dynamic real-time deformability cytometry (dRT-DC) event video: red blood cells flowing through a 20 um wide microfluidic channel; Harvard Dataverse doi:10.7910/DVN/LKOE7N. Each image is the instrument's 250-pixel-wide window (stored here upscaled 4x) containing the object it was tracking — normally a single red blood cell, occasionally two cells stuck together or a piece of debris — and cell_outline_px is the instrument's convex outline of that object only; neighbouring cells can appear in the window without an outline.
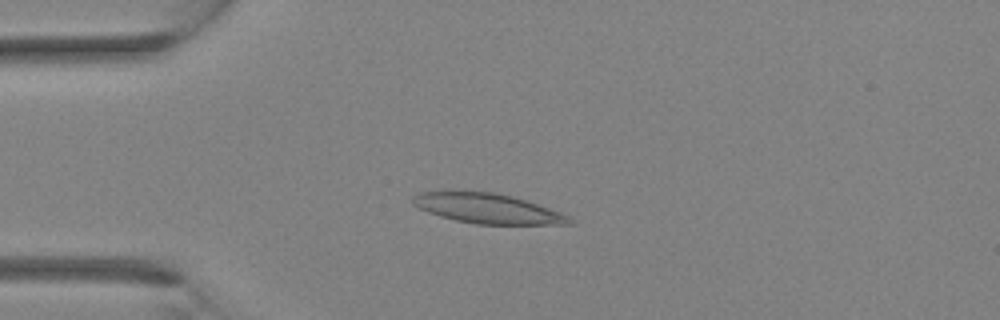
{"species": "Egyptian fruit bat (a non-hibernating species)", "species_latin": "Rousettus aegyptiacus", "temperature_condition": "room temperature", "stored_images_in_passage": 2, "camera_frame_rate_fps": 3000, "um_per_image_px": 0.085, "animal": {"sex": "female"}, "frame": {"image": 1, "passage_image": 2, "time_ms": 0.333, "image_size_px": [1000, 320], "cell_outline_px": [[572, 224], [476, 224], [456, 220], [440, 216], [428, 212], [412, 204], [412, 196], [420, 192], [444, 188], [452, 188], [492, 192], [512, 196], [560, 212], [568, 216], [572, 220]], "centroid_in_image_um": [41.3, 17.66], "position_along_channel_um": 43.7, "area_um2": 27.86}}